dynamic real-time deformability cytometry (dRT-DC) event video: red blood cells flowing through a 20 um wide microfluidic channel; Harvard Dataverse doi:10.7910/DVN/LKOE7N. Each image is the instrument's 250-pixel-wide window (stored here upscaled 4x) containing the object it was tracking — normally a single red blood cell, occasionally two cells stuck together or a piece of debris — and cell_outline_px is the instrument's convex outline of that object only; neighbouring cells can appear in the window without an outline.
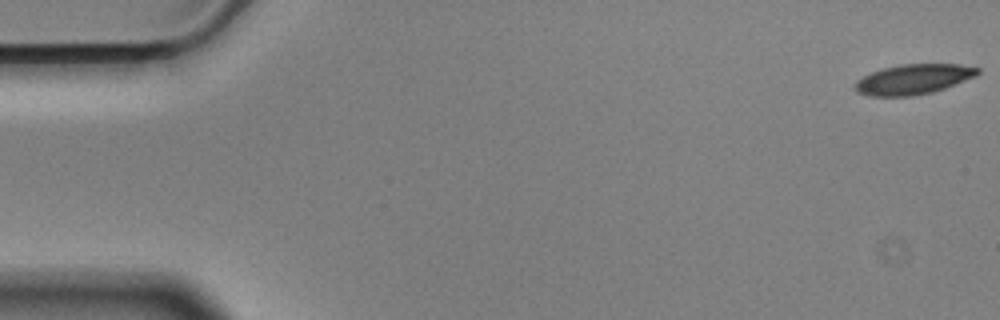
{"species": "Egyptian fruit bat (a non-hibernating species)", "species_latin": "Rousettus aegyptiacus", "temperature_condition": "cold", "stored_images_in_passage": 14, "camera_frame_rate_fps": 3000, "um_per_image_px": 0.085, "animal": {"sex": "male"}, "frame": {"image": 1, "passage_image": 1, "time_ms": 0.0, "image_size_px": [1000, 320], "cell_outline_px": [[980, 72], [976, 76], [944, 88], [932, 92], [912, 96], [868, 96], [856, 92], [856, 80], [872, 72], [884, 68], [900, 64], [960, 64], [980, 68]], "centroid_in_image_um": [77.65, 6.73], "position_along_channel_um": 7.4, "area_um2": 21.39}}
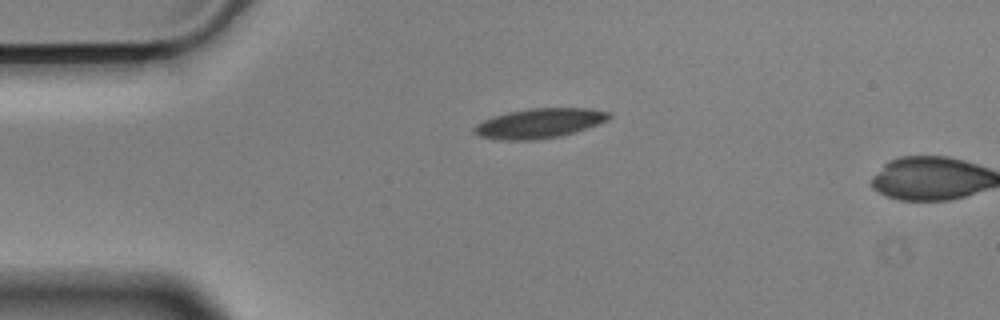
{"frame": {"image": 2, "passage_image": 13, "time_ms": 4.0, "image_size_px": [1000, 320], "cell_outline_px": [[612, 116], [608, 120], [560, 136], [536, 140], [496, 140], [476, 136], [472, 132], [472, 128], [476, 124], [492, 116], [508, 112], [528, 108], [592, 108], [612, 112]], "centroid_in_image_um": [45.79, 10.48], "position_along_channel_um": 39.2, "area_um2": 23.58}}